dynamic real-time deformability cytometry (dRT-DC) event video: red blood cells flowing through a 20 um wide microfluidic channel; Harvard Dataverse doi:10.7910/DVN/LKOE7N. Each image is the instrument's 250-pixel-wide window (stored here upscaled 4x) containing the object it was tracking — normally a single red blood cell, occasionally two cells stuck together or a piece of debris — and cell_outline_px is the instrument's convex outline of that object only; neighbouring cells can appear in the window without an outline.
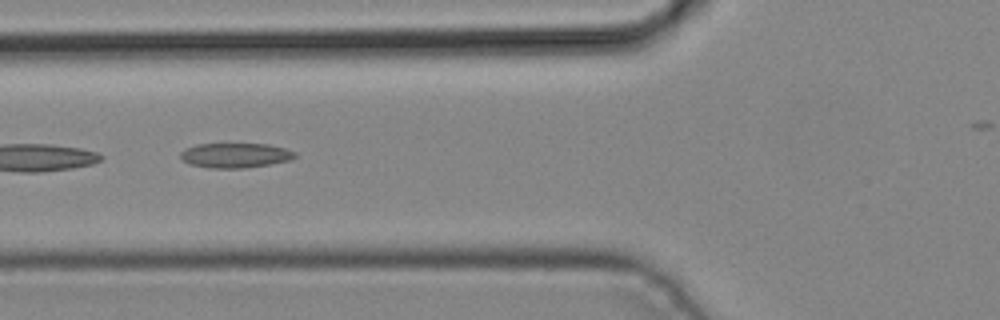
{"species": "common noctule bat (a hibernating species)", "species_latin": "Nyctalus noctula", "temperature_condition": "cold", "stored_images_in_passage": 5, "camera_frame_rate_fps": 3000, "um_per_image_px": 0.085, "animal": {"sex": "male", "body_mass_g": 19.2, "forearm_length_mm": 51.8}, "frame": {"image": 1, "passage_image": 5, "time_ms": 1.333, "image_size_px": [1000, 320], "cell_outline_px": [[296, 156], [292, 160], [272, 164], [244, 168], [208, 168], [188, 164], [180, 156], [180, 152], [184, 148], [196, 144], [268, 144], [284, 148], [296, 152]], "centroid_in_image_um": [20.0, 13.21], "position_along_channel_um": 105.8, "area_um2": 16.7}}